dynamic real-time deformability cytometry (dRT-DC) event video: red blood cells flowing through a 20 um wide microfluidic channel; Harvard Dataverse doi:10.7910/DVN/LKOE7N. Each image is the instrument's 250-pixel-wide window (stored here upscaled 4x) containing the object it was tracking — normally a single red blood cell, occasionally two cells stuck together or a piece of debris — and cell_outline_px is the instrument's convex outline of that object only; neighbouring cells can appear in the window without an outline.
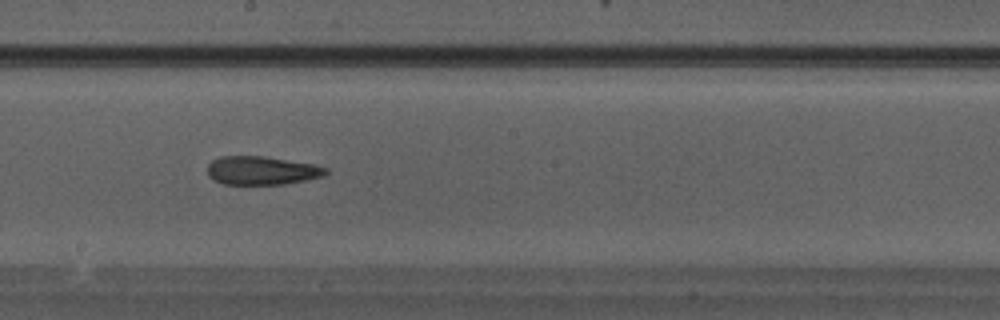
{"species": "Egyptian fruit bat (a non-hibernating species)", "species_latin": "Rousettus aegyptiacus", "temperature_condition": "warm", "stored_images_in_passage": 32, "camera_frame_rate_fps": 3000, "um_per_image_px": 0.085, "animal": {"sex": "male"}, "frame": {"image": 1, "passage_image": 18, "time_ms": 5.667, "image_size_px": [1000, 320], "cell_outline_px": [[328, 172], [320, 176], [304, 180], [284, 184], [224, 184], [212, 180], [208, 176], [208, 164], [212, 160], [220, 156], [264, 156], [312, 164], [328, 168]], "centroid_in_image_um": [22.19, 14.49], "position_along_channel_um": 226.0, "area_um2": 19.54}}